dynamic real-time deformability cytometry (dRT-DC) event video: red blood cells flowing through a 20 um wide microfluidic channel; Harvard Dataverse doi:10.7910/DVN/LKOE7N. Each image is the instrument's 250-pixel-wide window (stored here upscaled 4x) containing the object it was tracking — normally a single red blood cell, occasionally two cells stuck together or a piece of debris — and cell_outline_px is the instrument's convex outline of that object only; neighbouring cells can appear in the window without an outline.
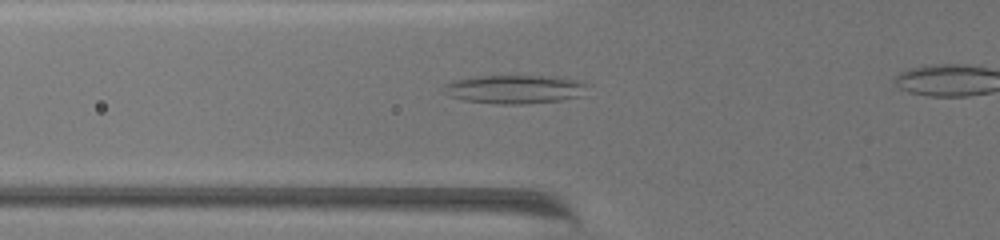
{"species": "common noctule bat (a hibernating species)", "species_latin": "Nyctalus noctula", "temperature_condition": "warm", "stored_images_in_passage": 57, "camera_frame_rate_fps": 3000, "um_per_image_px": 0.085, "animal": {"sex": "female", "body_mass_g": 19.5, "forearm_length_mm": 54.1}, "frame": {"image": 1, "passage_image": 21, "time_ms": 6.667, "image_size_px": [1000, 240], "cell_outline_px": [[592, 84], [584, 96], [560, 100], [524, 104], [496, 104], [464, 100], [448, 96], [444, 92], [444, 84], [456, 80], [480, 76], [552, 76], [576, 80]], "centroid_in_image_um": [43.84, 7.59], "position_along_channel_um": 82.0, "area_um2": 24.22}}
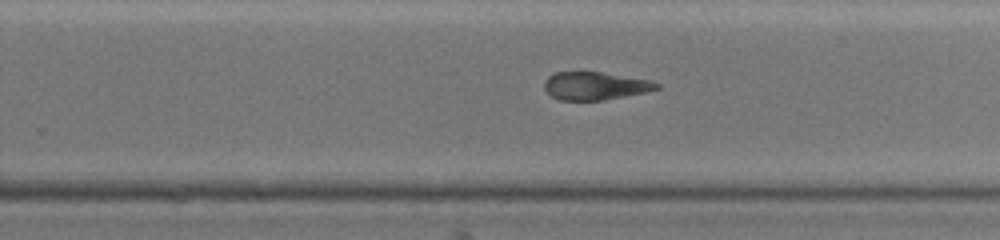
{"frame": {"image": 2, "passage_image": 41, "time_ms": 13.333, "image_size_px": [1000, 240], "cell_outline_px": [[660, 88], [648, 92], [604, 100], [560, 100], [552, 96], [544, 88], [544, 80], [548, 76], [556, 72], [600, 72], [648, 80], [660, 84]], "centroid_in_image_um": [50.58, 7.3], "position_along_channel_um": 279.2, "area_um2": 18.21}}
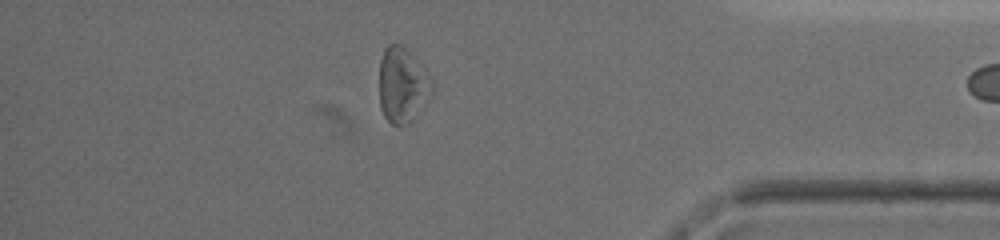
{"frame": {"image": 3, "passage_image": 56, "time_ms": 18.333, "image_size_px": [1000, 240], "cell_outline_px": [[436, 84], [432, 96], [416, 120], [408, 124], [392, 124], [384, 116], [380, 108], [380, 60], [384, 48], [388, 44], [400, 44], [416, 56]], "centroid_in_image_um": [34.28, 7.25], "position_along_channel_um": 400.9, "area_um2": 24.04}}